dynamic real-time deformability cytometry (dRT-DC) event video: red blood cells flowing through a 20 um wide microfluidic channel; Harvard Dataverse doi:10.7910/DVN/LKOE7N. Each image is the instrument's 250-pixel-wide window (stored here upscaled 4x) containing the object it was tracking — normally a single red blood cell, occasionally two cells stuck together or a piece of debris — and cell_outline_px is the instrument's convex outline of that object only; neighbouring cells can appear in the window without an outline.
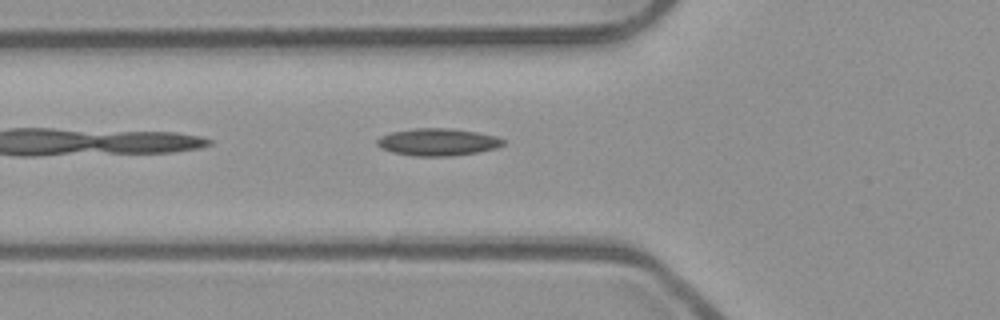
{"species": "common noctule bat (a hibernating species)", "species_latin": "Nyctalus noctula", "temperature_condition": "room temperature", "stored_images_in_passage": 36, "camera_frame_rate_fps": 3000, "um_per_image_px": 0.085, "animal": {"sex": "male", "body_mass_g": 23.1, "forearm_length_mm": 52.7}, "frame": {"image": 1, "passage_image": 3, "time_ms": 0.667, "image_size_px": [1000, 320], "cell_outline_px": [[504, 144], [496, 148], [476, 152], [452, 156], [412, 156], [392, 152], [380, 148], [376, 144], [376, 140], [380, 136], [392, 132], [416, 128], [452, 128], [476, 132], [496, 136], [504, 140]], "centroid_in_image_um": [37.18, 12.07], "position_along_channel_um": 88.6, "area_um2": 20.06}}
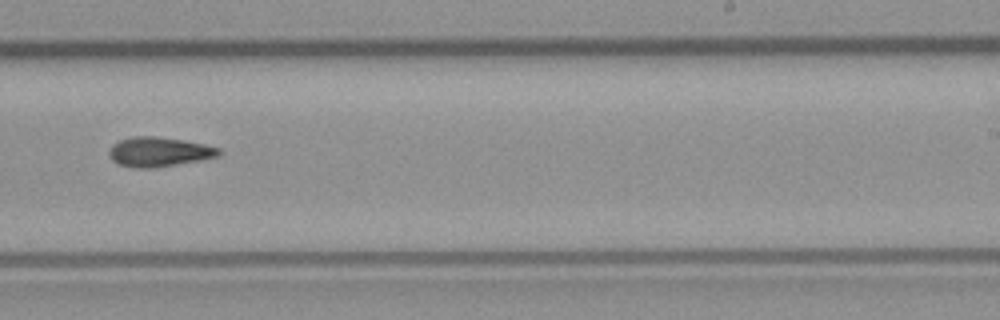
{"frame": {"image": 2, "passage_image": 17, "time_ms": 5.333, "image_size_px": [1000, 320], "cell_outline_px": [[224, 152], [220, 156], [200, 160], [152, 168], [136, 168], [120, 164], [112, 160], [108, 152], [112, 144], [120, 140], [132, 136], [156, 136], [184, 140], [204, 144], [220, 148]], "centroid_in_image_um": [13.54, 12.9], "position_along_channel_um": 275.5, "area_um2": 18.96}}
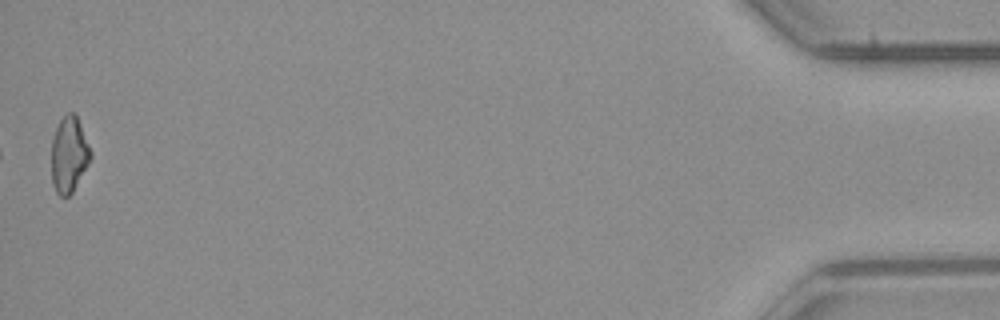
{"frame": {"image": 3, "passage_image": 36, "time_ms": 11.667, "image_size_px": [1000, 320], "cell_outline_px": [[92, 156], [88, 164], [72, 192], [68, 196], [60, 196], [56, 192], [52, 184], [52, 140], [56, 128], [60, 120], [68, 112], [76, 112], [92, 152]], "centroid_in_image_um": [5.87, 13.11], "position_along_channel_um": 429.3, "area_um2": 17.28}}